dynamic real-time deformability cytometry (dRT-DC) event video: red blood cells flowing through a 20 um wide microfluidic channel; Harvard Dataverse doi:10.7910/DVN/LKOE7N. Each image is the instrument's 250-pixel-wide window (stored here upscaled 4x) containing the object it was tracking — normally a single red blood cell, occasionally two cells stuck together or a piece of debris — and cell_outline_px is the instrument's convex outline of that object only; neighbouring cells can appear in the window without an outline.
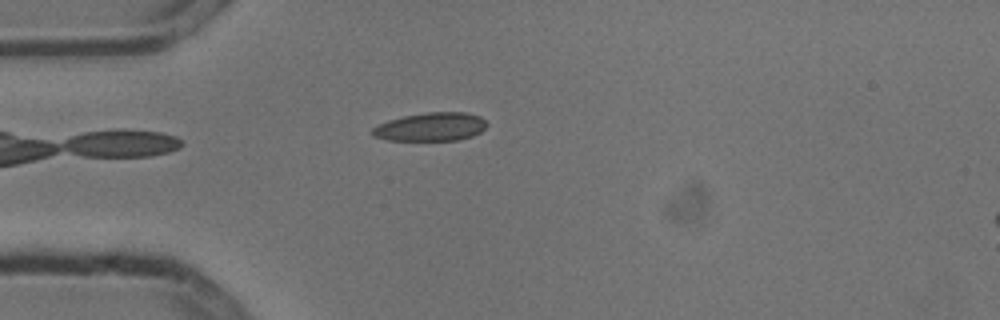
{"species": "common noctule bat (a hibernating species)", "species_latin": "Nyctalus noctula", "temperature_condition": "cold", "stored_images_in_passage": 4, "camera_frame_rate_fps": 3000, "um_per_image_px": 0.085, "animal": {"sex": "male", "body_mass_g": 13.3}, "frame": {"image": 1, "passage_image": 4, "time_ms": 1.0, "image_size_px": [1000, 320], "cell_outline_px": [[488, 124], [480, 132], [472, 136], [460, 140], [388, 140], [372, 136], [372, 128], [388, 120], [404, 116], [428, 112], [464, 112], [480, 116]], "centroid_in_image_um": [36.63, 10.78], "position_along_channel_um": 48.4, "area_um2": 18.9}}